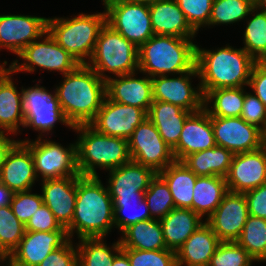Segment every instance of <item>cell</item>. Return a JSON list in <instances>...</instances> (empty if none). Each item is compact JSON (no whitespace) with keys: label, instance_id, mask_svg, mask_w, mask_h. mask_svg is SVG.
I'll return each instance as SVG.
<instances>
[{"label":"cell","instance_id":"7a4b0ae2","mask_svg":"<svg viewBox=\"0 0 266 266\" xmlns=\"http://www.w3.org/2000/svg\"><path fill=\"white\" fill-rule=\"evenodd\" d=\"M63 78L54 89L65 118L72 127L90 124L106 97L105 80L87 64H79Z\"/></svg>","mask_w":266,"mask_h":266},{"label":"cell","instance_id":"cb8c5ba5","mask_svg":"<svg viewBox=\"0 0 266 266\" xmlns=\"http://www.w3.org/2000/svg\"><path fill=\"white\" fill-rule=\"evenodd\" d=\"M106 186L111 197L144 196L157 172L134 161L107 172Z\"/></svg>","mask_w":266,"mask_h":266},{"label":"cell","instance_id":"bcb514c9","mask_svg":"<svg viewBox=\"0 0 266 266\" xmlns=\"http://www.w3.org/2000/svg\"><path fill=\"white\" fill-rule=\"evenodd\" d=\"M240 117L250 125L259 128L262 132L266 128V106L249 89L245 92L243 109Z\"/></svg>","mask_w":266,"mask_h":266},{"label":"cell","instance_id":"2e32d148","mask_svg":"<svg viewBox=\"0 0 266 266\" xmlns=\"http://www.w3.org/2000/svg\"><path fill=\"white\" fill-rule=\"evenodd\" d=\"M146 118L147 112L142 108L124 105L105 97L90 125L107 136L128 140L136 127Z\"/></svg>","mask_w":266,"mask_h":266},{"label":"cell","instance_id":"3957f363","mask_svg":"<svg viewBox=\"0 0 266 266\" xmlns=\"http://www.w3.org/2000/svg\"><path fill=\"white\" fill-rule=\"evenodd\" d=\"M256 61L243 49L226 44L215 49L196 44L198 82L203 95L220 88L248 87Z\"/></svg>","mask_w":266,"mask_h":266},{"label":"cell","instance_id":"8992f818","mask_svg":"<svg viewBox=\"0 0 266 266\" xmlns=\"http://www.w3.org/2000/svg\"><path fill=\"white\" fill-rule=\"evenodd\" d=\"M69 17H48L47 31L79 64H87L106 23V11Z\"/></svg>","mask_w":266,"mask_h":266},{"label":"cell","instance_id":"603a6c76","mask_svg":"<svg viewBox=\"0 0 266 266\" xmlns=\"http://www.w3.org/2000/svg\"><path fill=\"white\" fill-rule=\"evenodd\" d=\"M38 181L33 156L29 148L19 141L3 162L0 183L16 193L33 189Z\"/></svg>","mask_w":266,"mask_h":266},{"label":"cell","instance_id":"4fadbf2b","mask_svg":"<svg viewBox=\"0 0 266 266\" xmlns=\"http://www.w3.org/2000/svg\"><path fill=\"white\" fill-rule=\"evenodd\" d=\"M128 147L132 161L148 166L157 173L175 161L172 148L148 118L128 138Z\"/></svg>","mask_w":266,"mask_h":266},{"label":"cell","instance_id":"4dcf8cb0","mask_svg":"<svg viewBox=\"0 0 266 266\" xmlns=\"http://www.w3.org/2000/svg\"><path fill=\"white\" fill-rule=\"evenodd\" d=\"M228 191L225 177L197 176L193 188L192 210L206 220Z\"/></svg>","mask_w":266,"mask_h":266},{"label":"cell","instance_id":"ffe728a7","mask_svg":"<svg viewBox=\"0 0 266 266\" xmlns=\"http://www.w3.org/2000/svg\"><path fill=\"white\" fill-rule=\"evenodd\" d=\"M138 72L114 76L107 79L106 97L109 100L142 108L147 113L153 103L152 80L147 74Z\"/></svg>","mask_w":266,"mask_h":266},{"label":"cell","instance_id":"6da1fadb","mask_svg":"<svg viewBox=\"0 0 266 266\" xmlns=\"http://www.w3.org/2000/svg\"><path fill=\"white\" fill-rule=\"evenodd\" d=\"M100 176H77V197L70 239L107 237L115 228L113 200ZM75 234V235H74Z\"/></svg>","mask_w":266,"mask_h":266},{"label":"cell","instance_id":"c3c4849f","mask_svg":"<svg viewBox=\"0 0 266 266\" xmlns=\"http://www.w3.org/2000/svg\"><path fill=\"white\" fill-rule=\"evenodd\" d=\"M62 226L55 219L52 211L46 206L42 205L31 216L27 224L25 225L26 231L48 232L59 230Z\"/></svg>","mask_w":266,"mask_h":266},{"label":"cell","instance_id":"6125c7cd","mask_svg":"<svg viewBox=\"0 0 266 266\" xmlns=\"http://www.w3.org/2000/svg\"><path fill=\"white\" fill-rule=\"evenodd\" d=\"M263 147L266 150V128H265V131L263 132Z\"/></svg>","mask_w":266,"mask_h":266},{"label":"cell","instance_id":"816d5d0a","mask_svg":"<svg viewBox=\"0 0 266 266\" xmlns=\"http://www.w3.org/2000/svg\"><path fill=\"white\" fill-rule=\"evenodd\" d=\"M9 136V137H8ZM6 133H0V171L2 170L3 162L6 160L11 149L19 142V139L10 137Z\"/></svg>","mask_w":266,"mask_h":266},{"label":"cell","instance_id":"f1b7e54d","mask_svg":"<svg viewBox=\"0 0 266 266\" xmlns=\"http://www.w3.org/2000/svg\"><path fill=\"white\" fill-rule=\"evenodd\" d=\"M160 223L167 249L176 252L205 220L189 208L175 207Z\"/></svg>","mask_w":266,"mask_h":266},{"label":"cell","instance_id":"f35d334b","mask_svg":"<svg viewBox=\"0 0 266 266\" xmlns=\"http://www.w3.org/2000/svg\"><path fill=\"white\" fill-rule=\"evenodd\" d=\"M260 263L266 262V219L248 216L239 239L236 241Z\"/></svg>","mask_w":266,"mask_h":266},{"label":"cell","instance_id":"484cf974","mask_svg":"<svg viewBox=\"0 0 266 266\" xmlns=\"http://www.w3.org/2000/svg\"><path fill=\"white\" fill-rule=\"evenodd\" d=\"M154 35L195 39L197 33L188 24L175 0H160L149 5Z\"/></svg>","mask_w":266,"mask_h":266},{"label":"cell","instance_id":"e0dca14e","mask_svg":"<svg viewBox=\"0 0 266 266\" xmlns=\"http://www.w3.org/2000/svg\"><path fill=\"white\" fill-rule=\"evenodd\" d=\"M249 216L244 193L228 191L205 220L221 242L237 241Z\"/></svg>","mask_w":266,"mask_h":266},{"label":"cell","instance_id":"83f0119b","mask_svg":"<svg viewBox=\"0 0 266 266\" xmlns=\"http://www.w3.org/2000/svg\"><path fill=\"white\" fill-rule=\"evenodd\" d=\"M191 113L174 104L153 100L147 118L155 125L162 139L173 149L178 144L185 120Z\"/></svg>","mask_w":266,"mask_h":266},{"label":"cell","instance_id":"680465c9","mask_svg":"<svg viewBox=\"0 0 266 266\" xmlns=\"http://www.w3.org/2000/svg\"><path fill=\"white\" fill-rule=\"evenodd\" d=\"M1 61V60H0ZM8 62L4 60L2 63L0 62V76L4 73L7 69ZM6 66V67H5Z\"/></svg>","mask_w":266,"mask_h":266},{"label":"cell","instance_id":"ba28073f","mask_svg":"<svg viewBox=\"0 0 266 266\" xmlns=\"http://www.w3.org/2000/svg\"><path fill=\"white\" fill-rule=\"evenodd\" d=\"M78 65L77 60L46 31L39 39L25 47L8 67L15 75L20 72L31 74L39 69L41 72H59L63 76Z\"/></svg>","mask_w":266,"mask_h":266},{"label":"cell","instance_id":"94428289","mask_svg":"<svg viewBox=\"0 0 266 266\" xmlns=\"http://www.w3.org/2000/svg\"><path fill=\"white\" fill-rule=\"evenodd\" d=\"M114 1H118V0H101L102 5H103L104 7H105L107 4L112 3V2H114Z\"/></svg>","mask_w":266,"mask_h":266},{"label":"cell","instance_id":"f6af8a7d","mask_svg":"<svg viewBox=\"0 0 266 266\" xmlns=\"http://www.w3.org/2000/svg\"><path fill=\"white\" fill-rule=\"evenodd\" d=\"M32 190L14 193L10 203L14 215L24 225L27 224L36 210L44 204L42 194L32 193Z\"/></svg>","mask_w":266,"mask_h":266},{"label":"cell","instance_id":"277c9868","mask_svg":"<svg viewBox=\"0 0 266 266\" xmlns=\"http://www.w3.org/2000/svg\"><path fill=\"white\" fill-rule=\"evenodd\" d=\"M196 39L153 35L138 51V71L153 78L177 75L196 66Z\"/></svg>","mask_w":266,"mask_h":266},{"label":"cell","instance_id":"44dd1931","mask_svg":"<svg viewBox=\"0 0 266 266\" xmlns=\"http://www.w3.org/2000/svg\"><path fill=\"white\" fill-rule=\"evenodd\" d=\"M216 146L211 116L203 108L191 113L185 120L178 144L172 149L176 161Z\"/></svg>","mask_w":266,"mask_h":266},{"label":"cell","instance_id":"ab89813d","mask_svg":"<svg viewBox=\"0 0 266 266\" xmlns=\"http://www.w3.org/2000/svg\"><path fill=\"white\" fill-rule=\"evenodd\" d=\"M144 199L152 219L160 220L175 208L169 187L158 173L145 191Z\"/></svg>","mask_w":266,"mask_h":266},{"label":"cell","instance_id":"7c38bea8","mask_svg":"<svg viewBox=\"0 0 266 266\" xmlns=\"http://www.w3.org/2000/svg\"><path fill=\"white\" fill-rule=\"evenodd\" d=\"M195 78L199 79L196 66L181 74L151 78L153 100L171 103L192 113L200 111L204 108V95L200 83L196 87L192 84Z\"/></svg>","mask_w":266,"mask_h":266},{"label":"cell","instance_id":"ac0fdd59","mask_svg":"<svg viewBox=\"0 0 266 266\" xmlns=\"http://www.w3.org/2000/svg\"><path fill=\"white\" fill-rule=\"evenodd\" d=\"M229 191L244 193L266 183V150L261 148L233 155L225 177Z\"/></svg>","mask_w":266,"mask_h":266},{"label":"cell","instance_id":"4316f807","mask_svg":"<svg viewBox=\"0 0 266 266\" xmlns=\"http://www.w3.org/2000/svg\"><path fill=\"white\" fill-rule=\"evenodd\" d=\"M220 242L212 228L203 223L176 251V265L208 266Z\"/></svg>","mask_w":266,"mask_h":266},{"label":"cell","instance_id":"d4e9b609","mask_svg":"<svg viewBox=\"0 0 266 266\" xmlns=\"http://www.w3.org/2000/svg\"><path fill=\"white\" fill-rule=\"evenodd\" d=\"M13 75L15 74L8 67L0 76V133L12 137L19 136L24 131L22 86L18 91Z\"/></svg>","mask_w":266,"mask_h":266},{"label":"cell","instance_id":"d6a6232c","mask_svg":"<svg viewBox=\"0 0 266 266\" xmlns=\"http://www.w3.org/2000/svg\"><path fill=\"white\" fill-rule=\"evenodd\" d=\"M233 153L224 147L215 146L186 156L182 162L197 176L226 177Z\"/></svg>","mask_w":266,"mask_h":266},{"label":"cell","instance_id":"52a82bcc","mask_svg":"<svg viewBox=\"0 0 266 266\" xmlns=\"http://www.w3.org/2000/svg\"><path fill=\"white\" fill-rule=\"evenodd\" d=\"M138 51L134 43L105 23L87 65L105 81L114 76L132 74L138 72Z\"/></svg>","mask_w":266,"mask_h":266},{"label":"cell","instance_id":"30bf717a","mask_svg":"<svg viewBox=\"0 0 266 266\" xmlns=\"http://www.w3.org/2000/svg\"><path fill=\"white\" fill-rule=\"evenodd\" d=\"M41 80L33 86H22L23 108H24V129L29 128L37 131L36 138L49 137L53 135L54 127L61 123L73 129L65 118L55 89L47 90V87L40 85ZM51 133V134H50Z\"/></svg>","mask_w":266,"mask_h":266},{"label":"cell","instance_id":"d6986e66","mask_svg":"<svg viewBox=\"0 0 266 266\" xmlns=\"http://www.w3.org/2000/svg\"><path fill=\"white\" fill-rule=\"evenodd\" d=\"M69 236L65 227L56 231H25L10 260L19 266H38L52 251L63 246Z\"/></svg>","mask_w":266,"mask_h":266},{"label":"cell","instance_id":"7dc6e473","mask_svg":"<svg viewBox=\"0 0 266 266\" xmlns=\"http://www.w3.org/2000/svg\"><path fill=\"white\" fill-rule=\"evenodd\" d=\"M38 266H78V251L74 240L52 251Z\"/></svg>","mask_w":266,"mask_h":266},{"label":"cell","instance_id":"d590c367","mask_svg":"<svg viewBox=\"0 0 266 266\" xmlns=\"http://www.w3.org/2000/svg\"><path fill=\"white\" fill-rule=\"evenodd\" d=\"M111 199L114 225L120 233L131 224L152 219L144 196L111 197Z\"/></svg>","mask_w":266,"mask_h":266},{"label":"cell","instance_id":"ee69618b","mask_svg":"<svg viewBox=\"0 0 266 266\" xmlns=\"http://www.w3.org/2000/svg\"><path fill=\"white\" fill-rule=\"evenodd\" d=\"M183 11L191 28L198 34L199 30L208 28L214 0H175ZM202 27V28H201Z\"/></svg>","mask_w":266,"mask_h":266},{"label":"cell","instance_id":"7bdbcfd3","mask_svg":"<svg viewBox=\"0 0 266 266\" xmlns=\"http://www.w3.org/2000/svg\"><path fill=\"white\" fill-rule=\"evenodd\" d=\"M131 266H177L176 252L170 249L139 250L122 248Z\"/></svg>","mask_w":266,"mask_h":266},{"label":"cell","instance_id":"f546056e","mask_svg":"<svg viewBox=\"0 0 266 266\" xmlns=\"http://www.w3.org/2000/svg\"><path fill=\"white\" fill-rule=\"evenodd\" d=\"M119 237L122 248L139 250L167 249L163 229L158 219H147L131 224Z\"/></svg>","mask_w":266,"mask_h":266},{"label":"cell","instance_id":"9f6ffc18","mask_svg":"<svg viewBox=\"0 0 266 266\" xmlns=\"http://www.w3.org/2000/svg\"><path fill=\"white\" fill-rule=\"evenodd\" d=\"M254 3L256 9L266 12V0H254Z\"/></svg>","mask_w":266,"mask_h":266},{"label":"cell","instance_id":"db71d44e","mask_svg":"<svg viewBox=\"0 0 266 266\" xmlns=\"http://www.w3.org/2000/svg\"><path fill=\"white\" fill-rule=\"evenodd\" d=\"M111 266H131L127 255L121 250L114 258Z\"/></svg>","mask_w":266,"mask_h":266},{"label":"cell","instance_id":"5bb4252c","mask_svg":"<svg viewBox=\"0 0 266 266\" xmlns=\"http://www.w3.org/2000/svg\"><path fill=\"white\" fill-rule=\"evenodd\" d=\"M216 146L233 154L250 152L263 146V132L241 117L211 116Z\"/></svg>","mask_w":266,"mask_h":266},{"label":"cell","instance_id":"9a60e30c","mask_svg":"<svg viewBox=\"0 0 266 266\" xmlns=\"http://www.w3.org/2000/svg\"><path fill=\"white\" fill-rule=\"evenodd\" d=\"M47 19L25 14H0V51L4 49L18 55L47 31Z\"/></svg>","mask_w":266,"mask_h":266},{"label":"cell","instance_id":"11a10c76","mask_svg":"<svg viewBox=\"0 0 266 266\" xmlns=\"http://www.w3.org/2000/svg\"><path fill=\"white\" fill-rule=\"evenodd\" d=\"M10 255L0 246V266H7Z\"/></svg>","mask_w":266,"mask_h":266},{"label":"cell","instance_id":"be15d7a7","mask_svg":"<svg viewBox=\"0 0 266 266\" xmlns=\"http://www.w3.org/2000/svg\"><path fill=\"white\" fill-rule=\"evenodd\" d=\"M7 266H19L14 264L10 259L8 260Z\"/></svg>","mask_w":266,"mask_h":266},{"label":"cell","instance_id":"60d3db41","mask_svg":"<svg viewBox=\"0 0 266 266\" xmlns=\"http://www.w3.org/2000/svg\"><path fill=\"white\" fill-rule=\"evenodd\" d=\"M25 225L14 215L10 205L0 207V246L10 255L25 234Z\"/></svg>","mask_w":266,"mask_h":266},{"label":"cell","instance_id":"91938a15","mask_svg":"<svg viewBox=\"0 0 266 266\" xmlns=\"http://www.w3.org/2000/svg\"><path fill=\"white\" fill-rule=\"evenodd\" d=\"M258 62L266 67V53L264 54V56Z\"/></svg>","mask_w":266,"mask_h":266},{"label":"cell","instance_id":"6f0895ef","mask_svg":"<svg viewBox=\"0 0 266 266\" xmlns=\"http://www.w3.org/2000/svg\"><path fill=\"white\" fill-rule=\"evenodd\" d=\"M127 1L132 2V3L151 5L160 0H127Z\"/></svg>","mask_w":266,"mask_h":266},{"label":"cell","instance_id":"f907efd6","mask_svg":"<svg viewBox=\"0 0 266 266\" xmlns=\"http://www.w3.org/2000/svg\"><path fill=\"white\" fill-rule=\"evenodd\" d=\"M248 88L266 106V67L256 62L253 66Z\"/></svg>","mask_w":266,"mask_h":266},{"label":"cell","instance_id":"e575fe53","mask_svg":"<svg viewBox=\"0 0 266 266\" xmlns=\"http://www.w3.org/2000/svg\"><path fill=\"white\" fill-rule=\"evenodd\" d=\"M105 237L78 239V266H111L115 256L122 250L120 240L107 244Z\"/></svg>","mask_w":266,"mask_h":266},{"label":"cell","instance_id":"836d02e7","mask_svg":"<svg viewBox=\"0 0 266 266\" xmlns=\"http://www.w3.org/2000/svg\"><path fill=\"white\" fill-rule=\"evenodd\" d=\"M246 87L209 90L204 95V109L210 116L240 117Z\"/></svg>","mask_w":266,"mask_h":266},{"label":"cell","instance_id":"1f68e13d","mask_svg":"<svg viewBox=\"0 0 266 266\" xmlns=\"http://www.w3.org/2000/svg\"><path fill=\"white\" fill-rule=\"evenodd\" d=\"M158 174L167 183L174 205L177 208H189L192 210L193 188L197 179L195 175L182 161H174Z\"/></svg>","mask_w":266,"mask_h":266},{"label":"cell","instance_id":"8d00e7d4","mask_svg":"<svg viewBox=\"0 0 266 266\" xmlns=\"http://www.w3.org/2000/svg\"><path fill=\"white\" fill-rule=\"evenodd\" d=\"M245 21L242 48L258 62L266 53V12L254 8Z\"/></svg>","mask_w":266,"mask_h":266},{"label":"cell","instance_id":"74e56055","mask_svg":"<svg viewBox=\"0 0 266 266\" xmlns=\"http://www.w3.org/2000/svg\"><path fill=\"white\" fill-rule=\"evenodd\" d=\"M255 8L254 0H214L208 29L243 22Z\"/></svg>","mask_w":266,"mask_h":266},{"label":"cell","instance_id":"9c48e42d","mask_svg":"<svg viewBox=\"0 0 266 266\" xmlns=\"http://www.w3.org/2000/svg\"><path fill=\"white\" fill-rule=\"evenodd\" d=\"M30 150L35 166L36 176L40 181L46 179L80 176L77 167L76 140L63 146L50 137L19 139Z\"/></svg>","mask_w":266,"mask_h":266},{"label":"cell","instance_id":"7402d4cb","mask_svg":"<svg viewBox=\"0 0 266 266\" xmlns=\"http://www.w3.org/2000/svg\"><path fill=\"white\" fill-rule=\"evenodd\" d=\"M40 192L43 203L61 226L67 228L74 215L77 197V176L42 180Z\"/></svg>","mask_w":266,"mask_h":266},{"label":"cell","instance_id":"5b68a950","mask_svg":"<svg viewBox=\"0 0 266 266\" xmlns=\"http://www.w3.org/2000/svg\"><path fill=\"white\" fill-rule=\"evenodd\" d=\"M77 133V167L81 176H99L131 161L128 140L107 136L90 124L74 126Z\"/></svg>","mask_w":266,"mask_h":266},{"label":"cell","instance_id":"681fc988","mask_svg":"<svg viewBox=\"0 0 266 266\" xmlns=\"http://www.w3.org/2000/svg\"><path fill=\"white\" fill-rule=\"evenodd\" d=\"M250 216L266 219V183L244 192Z\"/></svg>","mask_w":266,"mask_h":266},{"label":"cell","instance_id":"f5cc1de1","mask_svg":"<svg viewBox=\"0 0 266 266\" xmlns=\"http://www.w3.org/2000/svg\"><path fill=\"white\" fill-rule=\"evenodd\" d=\"M13 194L6 185L0 183V207L10 205Z\"/></svg>","mask_w":266,"mask_h":266},{"label":"cell","instance_id":"b9f144b4","mask_svg":"<svg viewBox=\"0 0 266 266\" xmlns=\"http://www.w3.org/2000/svg\"><path fill=\"white\" fill-rule=\"evenodd\" d=\"M256 262L236 241L220 242L208 266H253Z\"/></svg>","mask_w":266,"mask_h":266},{"label":"cell","instance_id":"8fae6325","mask_svg":"<svg viewBox=\"0 0 266 266\" xmlns=\"http://www.w3.org/2000/svg\"><path fill=\"white\" fill-rule=\"evenodd\" d=\"M103 8L106 23L138 48L154 35L149 5L118 0Z\"/></svg>","mask_w":266,"mask_h":266}]
</instances>
